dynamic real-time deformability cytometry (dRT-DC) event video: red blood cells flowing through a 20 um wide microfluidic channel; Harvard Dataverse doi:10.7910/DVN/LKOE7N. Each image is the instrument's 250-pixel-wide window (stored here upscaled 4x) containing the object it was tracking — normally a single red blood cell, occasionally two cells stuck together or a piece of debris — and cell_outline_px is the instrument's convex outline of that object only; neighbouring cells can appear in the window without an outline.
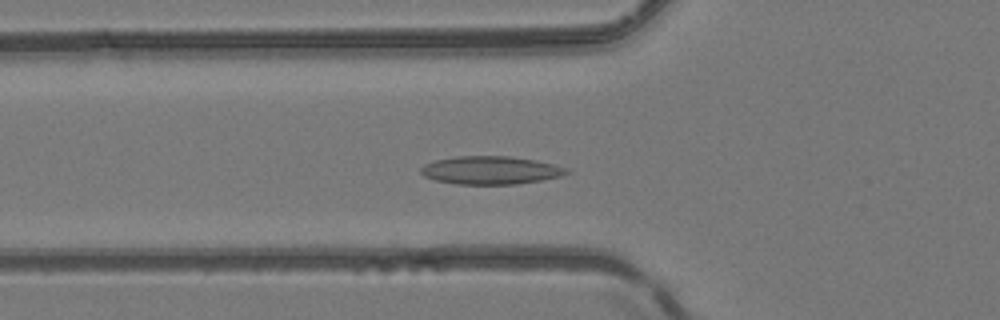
{"species": "common noctule bat (a hibernating species)", "species_latin": "Nyctalus noctula", "temperature_condition": "room temperature", "stored_images_in_passage": 48, "camera_frame_rate_fps": 3000, "um_per_image_px": 0.085, "animal": {"sex": "female", "body_mass_g": 24.6, "forearm_length_mm": 56.2}, "frame": {"image": 1, "passage_image": 16, "time_ms": 5.0, "image_size_px": [1000, 320], "cell_outline_px": [[572, 172], [560, 176], [540, 180], [516, 184], [456, 184], [436, 180], [424, 176], [420, 172], [420, 168], [424, 164], [436, 160], [456, 156], [508, 156], [536, 160], [568, 168]], "centroid_in_image_um": [41.7, 14.47], "position_along_channel_um": 84.1, "area_um2": 23.81}}
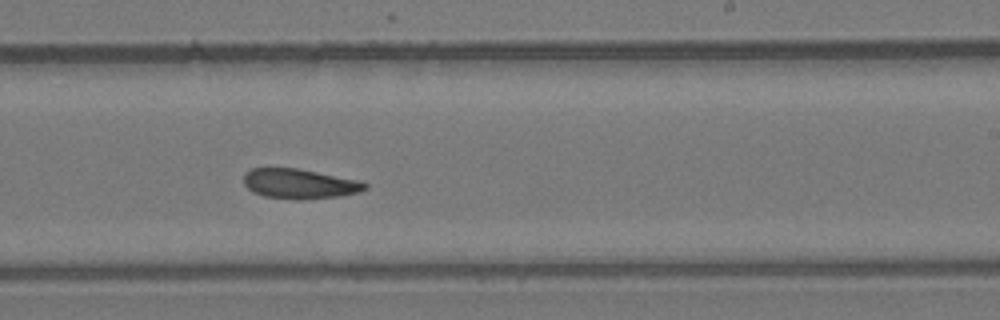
{"frame": {"image": 2, "passage_image": 29, "time_ms": 9.333, "image_size_px": [1000, 320], "cell_outline_px": [[368, 188], [360, 192], [340, 196], [304, 200], [296, 200], [264, 196], [252, 192], [244, 184], [244, 176], [252, 168], [296, 168], [360, 180], [368, 184]], "centroid_in_image_um": [25.5, 15.63], "position_along_channel_um": 263.5, "area_um2": 21.21}}
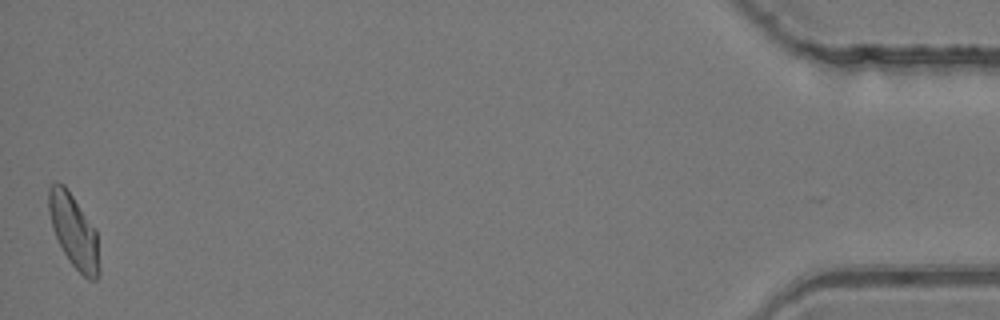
{"frame": {"image": 3, "passage_image": 48, "time_ms": 15.667, "image_size_px": [1000, 320], "cell_outline_px": [[100, 272], [96, 280], [88, 280], [68, 260], [52, 228], [48, 212], [48, 188], [56, 180], [64, 184], [96, 228], [100, 268]], "centroid_in_image_um": [6.28, 19.62], "position_along_channel_um": 428.9, "area_um2": 21.79}, "authors_computed_cell_mechanics": {"area_um2": 21.5594, "velocity_mm_per_s": 4.1389, "shape_relaxation_time_tau1_ms": null, "shape_relaxation_time_tau2_ms": 4.6295, "deformation_change_tau1": null, "deformation_change_tau2": 0.1277}}